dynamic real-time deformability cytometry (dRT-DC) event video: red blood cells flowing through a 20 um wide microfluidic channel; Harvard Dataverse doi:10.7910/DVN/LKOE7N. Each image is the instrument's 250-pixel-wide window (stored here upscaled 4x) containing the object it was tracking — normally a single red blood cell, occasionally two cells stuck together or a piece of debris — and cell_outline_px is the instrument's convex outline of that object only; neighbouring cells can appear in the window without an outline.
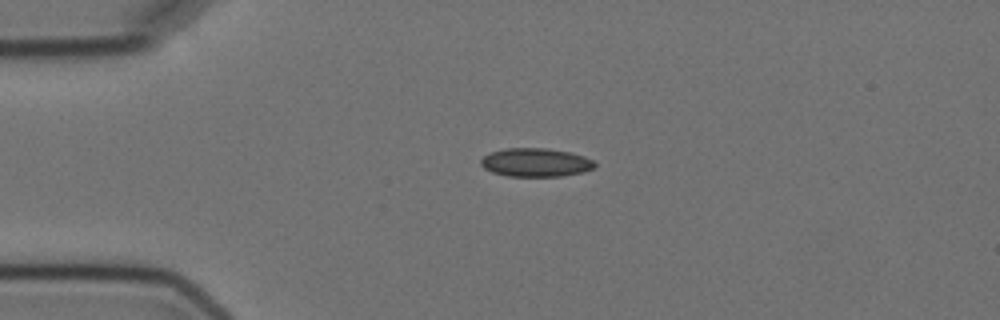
{"species": "Egyptian fruit bat (a non-hibernating species)", "species_latin": "Rousettus aegyptiacus", "temperature_condition": "cold", "stored_images_in_passage": 4, "camera_frame_rate_fps": 3000, "um_per_image_px": 0.085, "animal": {"sex": "female"}, "frame": {"image": 1, "passage_image": 4, "time_ms": 4.667, "image_size_px": [1000, 320], "cell_outline_px": [[596, 168], [584, 172], [560, 176], [508, 176], [492, 172], [484, 168], [480, 164], [480, 160], [484, 156], [492, 152], [504, 148], [548, 148], [568, 152], [584, 156], [592, 160], [596, 164]], "centroid_in_image_um": [45.54, 13.81], "position_along_channel_um": 39.5, "area_um2": 18.96}}